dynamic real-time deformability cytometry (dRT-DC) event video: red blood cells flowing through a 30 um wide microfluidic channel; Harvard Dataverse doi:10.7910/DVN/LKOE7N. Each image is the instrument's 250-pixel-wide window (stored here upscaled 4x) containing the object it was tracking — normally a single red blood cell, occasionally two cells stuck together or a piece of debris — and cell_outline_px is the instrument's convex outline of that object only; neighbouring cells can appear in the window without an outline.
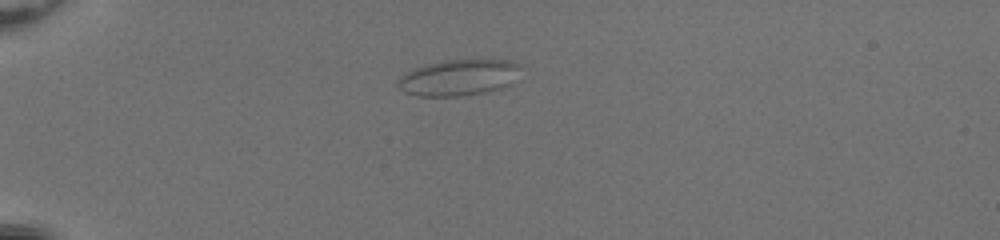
{"species": "common noctule bat (a hibernating species)", "species_latin": "Nyctalus noctula", "temperature_condition": "room temperature", "stored_images_in_passage": 37, "camera_frame_rate_fps": 3000, "um_per_image_px": 0.085, "animal": {"sex": "female", "body_mass_g": 20.0, "forearm_length_mm": 54.0}, "frame": {"image": 1, "passage_image": 1, "time_ms": 0.0, "image_size_px": [1000, 240], "cell_outline_px": [[520, 68], [508, 84], [500, 88], [484, 92], [460, 96], [416, 96], [404, 92], [396, 88], [396, 80], [400, 76], [412, 68], [424, 64], [444, 60], [480, 56], [512, 60], [520, 64]], "centroid_in_image_um": [38.94, 6.53], "position_along_channel_um": 46.1, "area_um2": 26.88}}
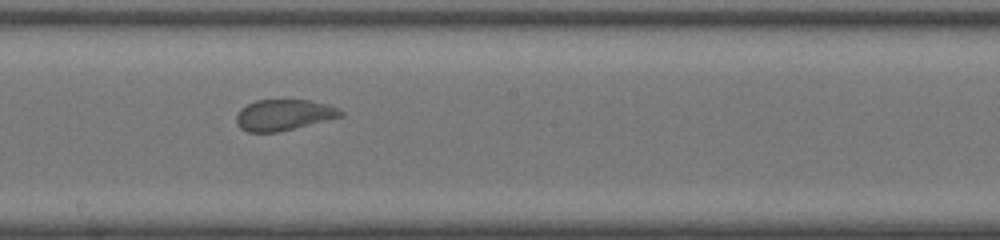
{"frame": {"image": 2, "passage_image": 17, "time_ms": 5.333, "image_size_px": [1000, 240], "cell_outline_px": [[344, 116], [276, 132], [248, 132], [240, 128], [236, 124], [236, 116], [240, 108], [256, 100], [308, 100], [324, 104], [336, 108], [344, 112]], "centroid_in_image_um": [24.07, 9.77], "position_along_channel_um": 224.1, "area_um2": 18.61}}
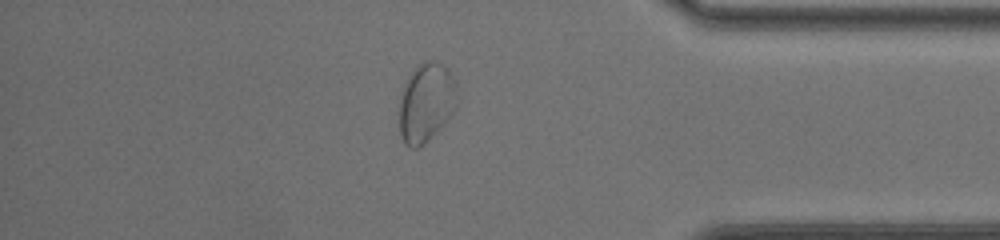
{"frame": {"image": 3, "passage_image": 31, "time_ms": 10.0, "image_size_px": [1000, 240], "cell_outline_px": [[456, 104], [448, 120], [424, 144], [416, 148], [412, 148], [404, 144], [400, 136], [400, 92], [404, 84], [412, 72], [424, 60], [432, 60], [448, 68], [456, 84]], "centroid_in_image_um": [36.21, 8.73], "position_along_channel_um": 399.0, "area_um2": 26.53}}